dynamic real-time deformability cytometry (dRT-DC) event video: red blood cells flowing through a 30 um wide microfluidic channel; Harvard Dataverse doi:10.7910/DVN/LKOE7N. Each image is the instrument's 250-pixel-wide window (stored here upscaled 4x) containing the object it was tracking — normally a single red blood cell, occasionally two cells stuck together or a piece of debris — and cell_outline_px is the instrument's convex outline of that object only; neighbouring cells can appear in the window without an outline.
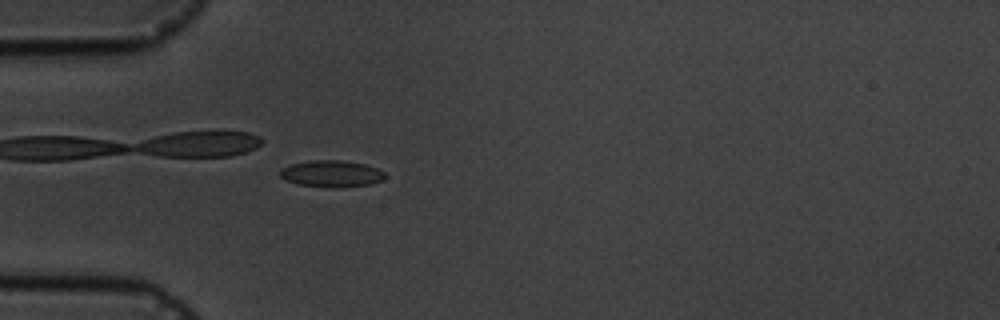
{"species": "common noctule bat (a hibernating species)", "species_latin": "Nyctalus noctula", "temperature_condition": "cold", "stored_images_in_passage": 5, "camera_frame_rate_fps": 3000, "um_per_image_px": 0.085, "animal": {"sex": "male", "body_mass_g": 19.5, "forearm_length_mm": 54.6}, "frame": {"image": 1, "passage_image": 5, "time_ms": 5.333, "image_size_px": [1000, 320], "cell_outline_px": [[384, 180], [372, 184], [340, 188], [328, 188], [296, 184], [280, 176], [280, 168], [288, 164], [308, 160], [340, 160], [364, 164], [376, 168], [384, 172]], "centroid_in_image_um": [28.15, 14.77], "position_along_channel_um": 56.8, "area_um2": 16.59}}